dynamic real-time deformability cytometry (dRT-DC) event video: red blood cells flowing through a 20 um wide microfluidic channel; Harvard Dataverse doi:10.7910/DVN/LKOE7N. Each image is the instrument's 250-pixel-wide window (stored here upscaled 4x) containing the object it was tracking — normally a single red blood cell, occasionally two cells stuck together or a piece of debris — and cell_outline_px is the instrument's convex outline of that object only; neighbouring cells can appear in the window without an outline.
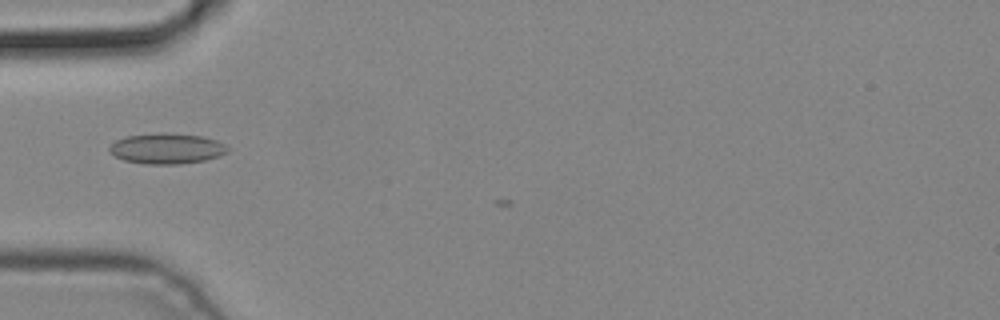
{"species": "common noctule bat (a hibernating species)", "species_latin": "Nyctalus noctula", "temperature_condition": "cold", "stored_images_in_passage": 3, "camera_frame_rate_fps": 3000, "um_per_image_px": 0.085, "animal": {"sex": "male", "body_mass_g": 19.2, "forearm_length_mm": 51.8}, "frame": {"image": 1, "passage_image": 3, "time_ms": 0.667, "image_size_px": [1000, 320], "cell_outline_px": [[228, 152], [220, 156], [204, 160], [180, 164], [144, 164], [124, 160], [108, 152], [108, 148], [116, 140], [128, 136], [160, 132], [164, 132], [204, 136], [216, 140], [224, 144], [228, 148]], "centroid_in_image_um": [14.18, 12.62], "position_along_channel_um": 70.8, "area_um2": 21.15}}